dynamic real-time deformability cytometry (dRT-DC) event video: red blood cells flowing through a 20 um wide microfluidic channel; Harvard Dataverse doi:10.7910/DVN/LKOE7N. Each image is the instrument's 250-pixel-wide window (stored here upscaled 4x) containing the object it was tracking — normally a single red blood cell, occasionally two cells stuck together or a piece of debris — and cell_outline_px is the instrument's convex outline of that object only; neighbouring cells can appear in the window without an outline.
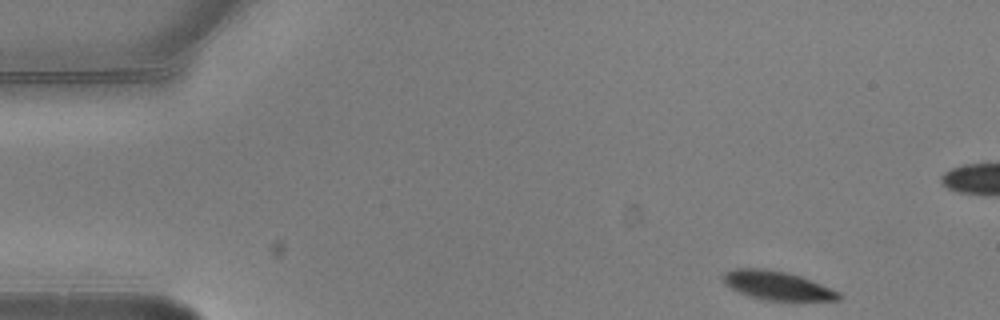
{"species": "common noctule bat (a hibernating species)", "species_latin": "Nyctalus noctula", "temperature_condition": "warm", "stored_images_in_passage": 4, "camera_frame_rate_fps": 3000, "um_per_image_px": 0.085, "animal": {"sex": "male", "body_mass_g": 20.5, "forearm_length_mm": 52.5}, "frame": {"image": 1, "passage_image": 1, "time_ms": 0.0, "image_size_px": [1000, 320], "cell_outline_px": [[840, 300], [768, 300], [752, 296], [740, 292], [724, 284], [724, 272], [736, 268], [764, 268], [784, 272], [800, 276], [812, 280], [840, 292]], "centroid_in_image_um": [66.07, 24.26], "position_along_channel_um": 18.9, "area_um2": 19.02}}
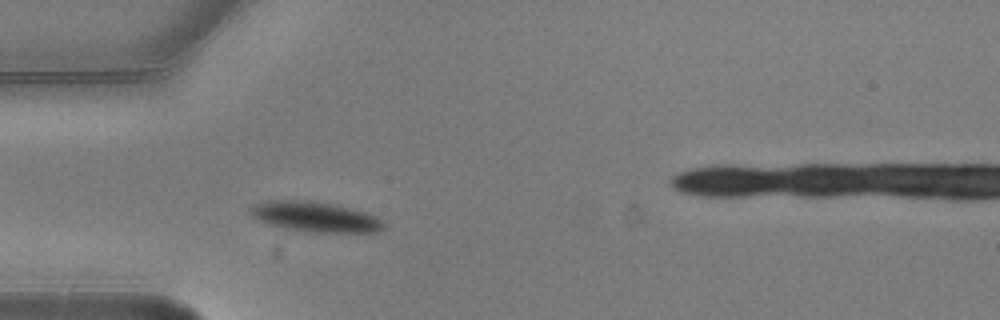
{"frame": {"image": 2, "passage_image": 4, "time_ms": 1.0, "image_size_px": [1000, 320], "cell_outline_px": [[384, 228], [376, 232], [308, 232], [280, 228], [256, 220], [252, 216], [252, 208], [268, 200], [304, 200], [332, 204], [352, 208], [376, 216], [384, 220]], "centroid_in_image_um": [26.82, 18.45], "position_along_channel_um": 58.2, "area_um2": 23.35}}